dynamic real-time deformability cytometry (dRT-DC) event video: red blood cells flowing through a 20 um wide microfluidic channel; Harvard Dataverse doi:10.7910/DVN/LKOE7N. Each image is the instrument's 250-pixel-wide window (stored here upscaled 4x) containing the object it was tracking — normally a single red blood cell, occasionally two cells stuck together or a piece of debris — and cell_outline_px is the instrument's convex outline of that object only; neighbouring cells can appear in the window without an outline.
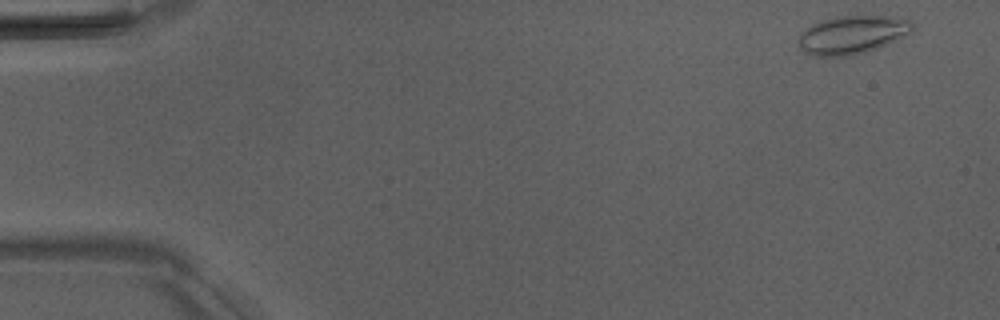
{"species": "Egyptian fruit bat (a non-hibernating species)", "species_latin": "Rousettus aegyptiacus", "temperature_condition": "room temperature", "stored_images_in_passage": 4, "camera_frame_rate_fps": 3000, "um_per_image_px": 0.085, "animal": {"sex": "male"}, "frame": {"image": 1, "passage_image": 1, "time_ms": 0.0, "image_size_px": [1000, 320], "cell_outline_px": [[912, 28], [908, 32], [876, 48], [852, 56], [812, 56], [804, 52], [800, 48], [800, 32], [812, 24], [836, 16], [892, 16], [908, 20], [912, 24]], "centroid_in_image_um": [72.35, 2.95], "position_along_channel_um": 12.6, "area_um2": 24.8}}